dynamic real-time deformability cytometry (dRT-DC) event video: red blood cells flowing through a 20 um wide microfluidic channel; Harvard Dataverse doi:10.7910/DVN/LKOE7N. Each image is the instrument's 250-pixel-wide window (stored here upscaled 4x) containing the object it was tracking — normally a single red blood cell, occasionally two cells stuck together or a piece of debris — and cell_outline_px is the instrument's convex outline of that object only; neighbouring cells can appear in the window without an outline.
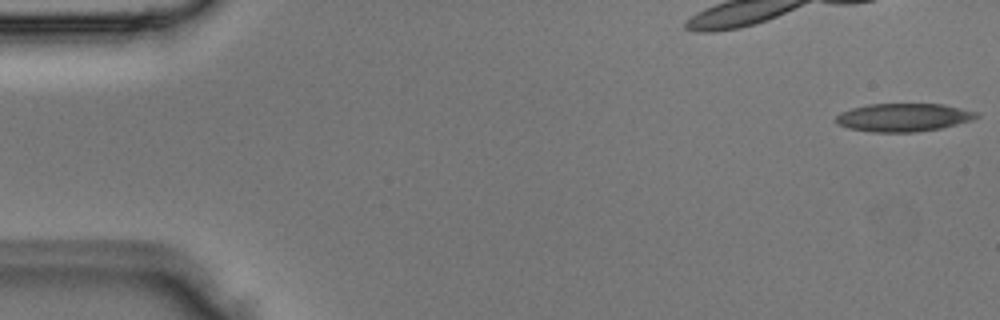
{"species": "Egyptian fruit bat (a non-hibernating species)", "species_latin": "Rousettus aegyptiacus", "temperature_condition": "room temperature", "stored_images_in_passage": 4, "segment_of_instrument_passage": [2, 2], "camera_frame_rate_fps": 3000, "um_per_image_px": 0.085, "animal": {"sex": "male"}, "frame": {"image": 1, "passage_image": 4, "time_ms": 1.0, "image_size_px": [1000, 320], "cell_outline_px": [[980, 116], [972, 120], [940, 128], [916, 132], [872, 132], [848, 128], [836, 124], [836, 116], [852, 108], [868, 104], [944, 104], [980, 112]], "centroid_in_image_um": [76.83, 9.98], "position_along_channel_um": 8.2, "area_um2": 23.06}}